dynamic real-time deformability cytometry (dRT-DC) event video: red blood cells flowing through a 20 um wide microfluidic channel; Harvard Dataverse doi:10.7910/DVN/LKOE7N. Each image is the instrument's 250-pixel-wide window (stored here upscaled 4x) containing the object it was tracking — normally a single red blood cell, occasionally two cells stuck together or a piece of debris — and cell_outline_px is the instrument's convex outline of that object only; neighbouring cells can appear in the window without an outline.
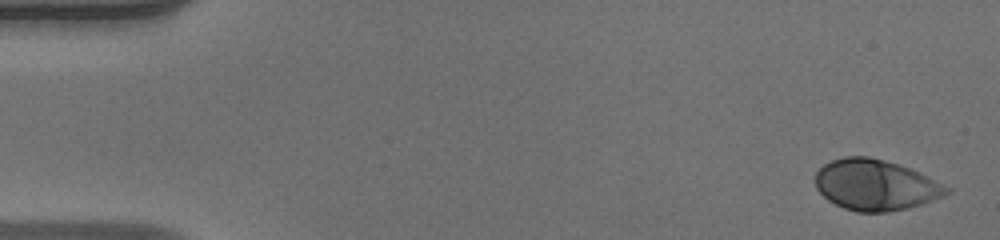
{"species": "human", "species_latin": "Homo sapiens", "temperature_condition": "warm", "stored_images_in_passage": 49, "camera_frame_rate_fps": 3000, "um_per_image_px": 0.085, "donor": {"sex": "male"}, "frame": {"image": 1, "passage_image": 1, "time_ms": 0.0, "image_size_px": [1000, 240], "cell_outline_px": [[952, 192], [944, 196], [908, 208], [888, 212], [856, 212], [844, 208], [828, 200], [816, 188], [816, 172], [824, 164], [832, 160], [844, 156], [868, 156], [884, 160], [920, 172], [952, 188]], "centroid_in_image_um": [74.44, 15.72], "position_along_channel_um": 10.6, "area_um2": 38.84}}
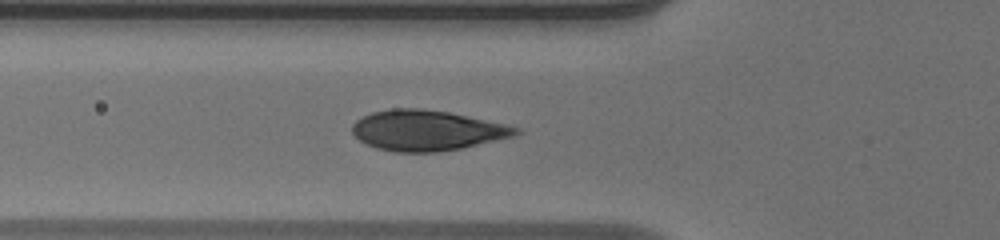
{"frame": {"image": 2, "passage_image": 17, "time_ms": 5.333, "image_size_px": [1000, 240], "cell_outline_px": [[524, 132], [516, 136], [460, 148], [440, 152], [392, 152], [376, 148], [360, 140], [352, 132], [352, 124], [356, 120], [372, 112], [392, 108], [420, 108], [448, 112], [504, 124], [520, 128]], "centroid_in_image_um": [36.29, 11.09], "position_along_channel_um": 89.5, "area_um2": 38.44}}
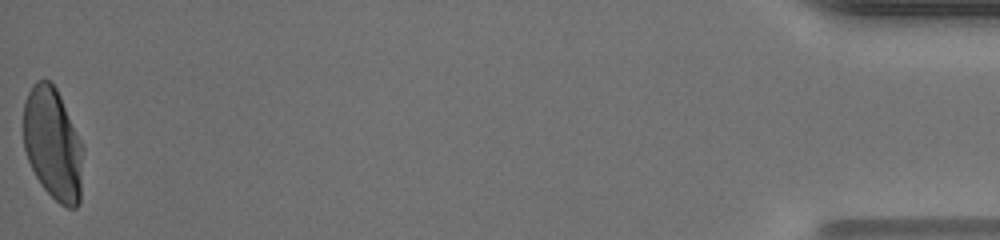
{"frame": {"image": 3, "passage_image": 49, "time_ms": 16.0, "image_size_px": [1000, 240], "cell_outline_px": [[84, 148], [80, 204], [76, 208], [68, 208], [60, 204], [40, 184], [28, 160], [24, 148], [24, 100], [32, 84], [36, 80], [48, 80], [56, 88], [60, 96]], "centroid_in_image_um": [4.51, 12.26], "position_along_channel_um": 430.7, "area_um2": 39.07}, "authors_computed_cell_mechanics": {"area_um2": 38.148, "velocity_mm_per_s": 4.1149, "shape_relaxation_time_tau1_ms": 2.6244, "shape_relaxation_time_tau2_ms": null, "deformation_change_tau1": 0.2012, "deformation_change_tau2": null}}